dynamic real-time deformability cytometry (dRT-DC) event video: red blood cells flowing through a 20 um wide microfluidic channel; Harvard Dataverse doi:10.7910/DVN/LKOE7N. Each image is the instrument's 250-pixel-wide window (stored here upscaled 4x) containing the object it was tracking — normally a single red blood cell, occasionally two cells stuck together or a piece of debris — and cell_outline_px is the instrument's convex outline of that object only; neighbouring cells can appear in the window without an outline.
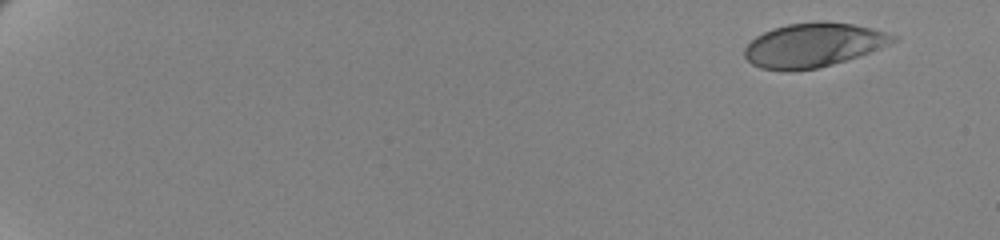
{"species": "human", "species_latin": "Homo sapiens", "temperature_condition": "cold", "stored_images_in_passage": 13, "camera_frame_rate_fps": 3000, "um_per_image_px": 0.085, "donor": {"sex": "female"}, "frame": {"image": 1, "passage_image": 1, "time_ms": 0.0, "image_size_px": [1000, 240], "cell_outline_px": [[900, 36], [896, 40], [880, 48], [832, 64], [816, 68], [792, 72], [788, 72], [760, 68], [752, 64], [744, 56], [744, 48], [756, 36], [772, 28], [788, 24], [820, 20], [852, 24], [872, 28]], "centroid_in_image_um": [69.1, 3.83], "position_along_channel_um": 15.9, "area_um2": 38.15}}